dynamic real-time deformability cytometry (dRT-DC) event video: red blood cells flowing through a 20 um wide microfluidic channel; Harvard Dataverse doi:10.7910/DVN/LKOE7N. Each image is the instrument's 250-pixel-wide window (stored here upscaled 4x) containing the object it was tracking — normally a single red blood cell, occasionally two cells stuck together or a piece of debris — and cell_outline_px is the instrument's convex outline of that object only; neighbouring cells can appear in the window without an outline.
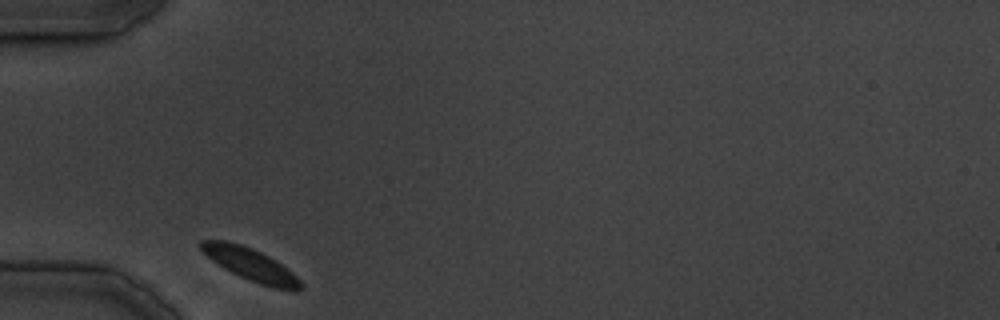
{"species": "common noctule bat (a hibernating species)", "species_latin": "Nyctalus noctula", "temperature_condition": "cold", "stored_images_in_passage": 22, "camera_frame_rate_fps": 3000, "um_per_image_px": 0.085, "animal": {"sex": "male", "body_mass_g": 19.5, "forearm_length_mm": 54.6}, "frame": {"image": 1, "passage_image": 1, "time_ms": 0.0, "image_size_px": [1000, 320], "cell_outline_px": [[304, 288], [296, 292], [272, 288], [248, 280], [224, 268], [212, 260], [200, 248], [200, 240], [228, 240], [252, 248], [276, 260], [292, 272], [304, 284]], "centroid_in_image_um": [21.37, 22.51], "position_along_channel_um": 63.6, "area_um2": 18.96}}